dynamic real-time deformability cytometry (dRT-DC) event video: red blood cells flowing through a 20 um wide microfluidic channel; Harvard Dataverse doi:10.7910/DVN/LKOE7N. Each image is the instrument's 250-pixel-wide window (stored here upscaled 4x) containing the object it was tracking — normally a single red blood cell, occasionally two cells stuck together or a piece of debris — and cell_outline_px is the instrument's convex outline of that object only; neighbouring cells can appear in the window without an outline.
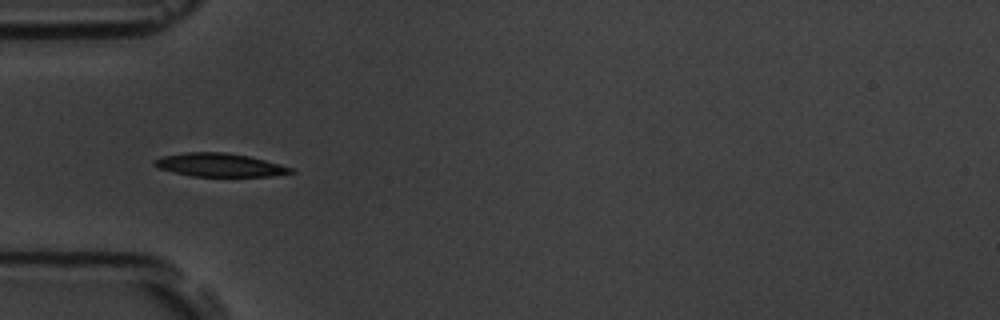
{"species": "common noctule bat (a hibernating species)", "species_latin": "Nyctalus noctula", "temperature_condition": "room temperature", "stored_images_in_passage": 39, "camera_frame_rate_fps": 3000, "um_per_image_px": 0.085, "animal": {"sex": "male", "body_mass_g": 19.5, "forearm_length_mm": 54.6}, "frame": {"image": 1, "passage_image": 1, "time_ms": 0.0, "image_size_px": [1000, 320], "cell_outline_px": [[296, 172], [272, 176], [192, 176], [156, 168], [152, 164], [152, 160], [164, 156], [184, 152], [228, 152], [248, 156], [280, 164], [292, 168]], "centroid_in_image_um": [18.63, 14.02], "position_along_channel_um": 66.4, "area_um2": 18.61}}
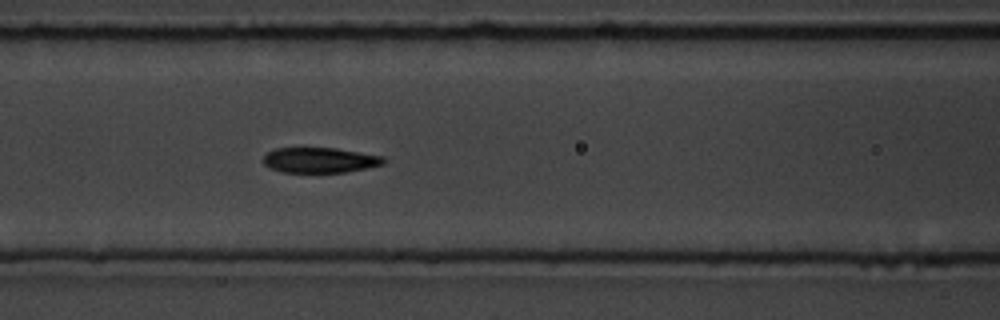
{"frame": {"image": 2, "passage_image": 7, "time_ms": 2.0, "image_size_px": [1000, 320], "cell_outline_px": [[388, 160], [384, 164], [368, 168], [344, 172], [280, 172], [268, 168], [264, 164], [264, 156], [268, 152], [276, 148], [336, 148], [384, 156]], "centroid_in_image_um": [27.22, 13.61], "position_along_channel_um": 139.4, "area_um2": 17.86}}
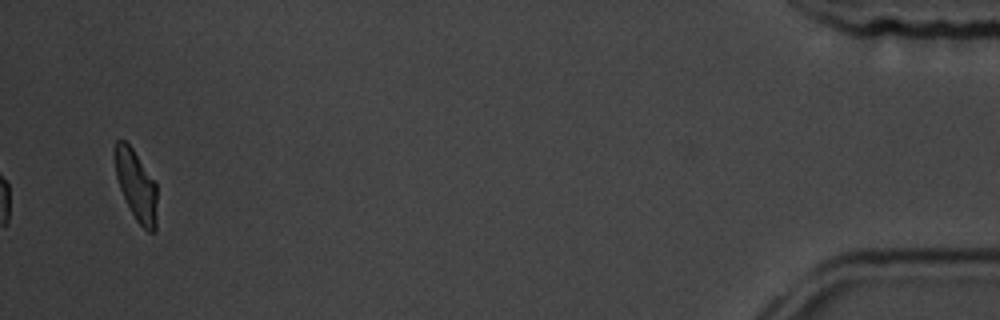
{"frame": {"image": 3, "passage_image": 37, "time_ms": 12.0, "image_size_px": [1000, 320], "cell_outline_px": [[156, 232], [148, 232], [136, 220], [120, 188], [116, 176], [116, 140], [124, 140], [132, 148], [156, 184]], "centroid_in_image_um": [11.6, 15.8], "position_along_channel_um": 423.6, "area_um2": 16.65}, "authors_computed_cell_mechanics": {"area_um2": 18.785, "velocity_mm_per_s": 3.6819, "shape_relaxation_time_tau1_ms": 3.4342, "shape_relaxation_time_tau2_ms": 1.9218, "deformation_change_tau1": 0.158, "deformation_change_tau2": 0.0624}}